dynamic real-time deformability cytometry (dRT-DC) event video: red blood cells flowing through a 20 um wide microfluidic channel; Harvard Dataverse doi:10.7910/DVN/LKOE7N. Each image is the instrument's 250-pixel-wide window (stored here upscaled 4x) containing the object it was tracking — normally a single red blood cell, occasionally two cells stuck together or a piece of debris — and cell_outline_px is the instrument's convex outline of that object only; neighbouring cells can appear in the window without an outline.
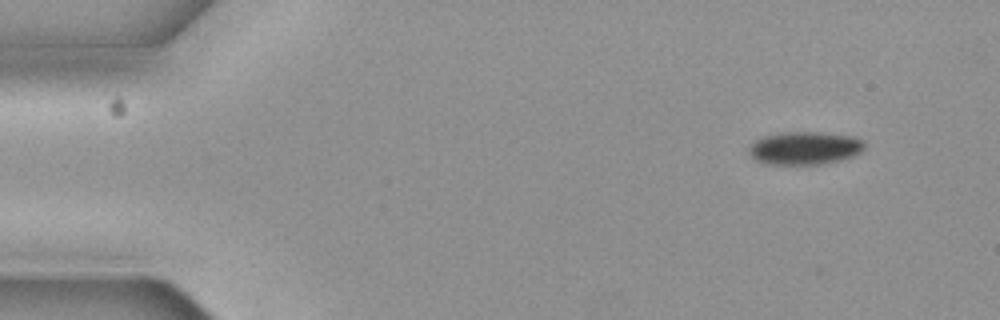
{"species": "common noctule bat (a hibernating species)", "species_latin": "Nyctalus noctula", "temperature_condition": "cold", "stored_images_in_passage": 6, "camera_frame_rate_fps": 3000, "um_per_image_px": 0.085, "animal": {"sex": "female", "body_mass_g": 19.3, "forearm_length_mm": 54.1}, "frame": {"image": 1, "passage_image": 1, "time_ms": 0.0, "image_size_px": [1000, 320], "cell_outline_px": [[864, 148], [860, 152], [852, 156], [820, 164], [764, 164], [756, 160], [748, 152], [748, 148], [756, 140], [764, 136], [784, 132], [820, 132], [856, 136], [864, 140]], "centroid_in_image_um": [68.4, 12.57], "position_along_channel_um": 16.6, "area_um2": 22.14}}
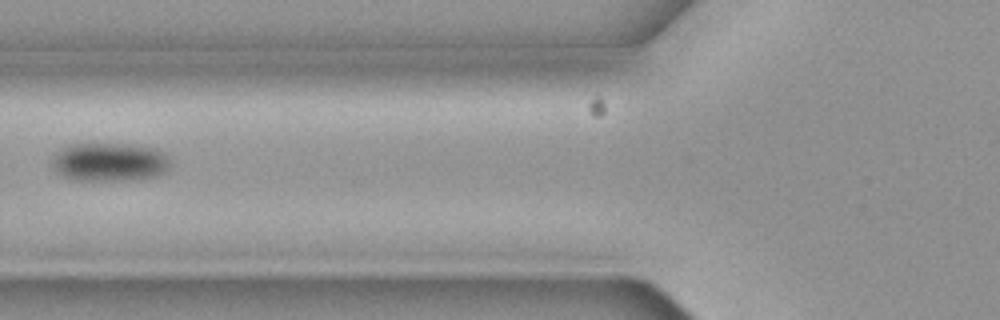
{"frame": {"image": 2, "passage_image": 5, "time_ms": 1.333, "image_size_px": [1000, 320], "cell_outline_px": [[168, 168], [164, 172], [156, 176], [128, 180], [72, 180], [56, 172], [52, 164], [52, 160], [56, 152], [68, 144], [136, 144], [156, 148], [164, 152], [168, 160]], "centroid_in_image_um": [9.29, 13.76], "position_along_channel_um": 116.5, "area_um2": 26.65}}
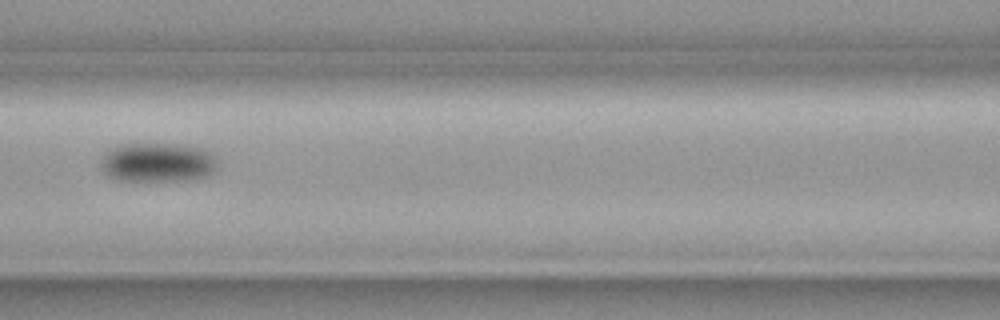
{"frame": {"image": 3, "passage_image": 6, "time_ms": 1.667, "image_size_px": [1000, 320], "cell_outline_px": [[220, 164], [212, 172], [204, 176], [180, 180], [120, 180], [108, 176], [104, 172], [104, 152], [108, 148], [120, 144], [184, 144], [200, 148], [212, 152], [216, 156]], "centroid_in_image_um": [13.45, 13.77], "position_along_channel_um": 153.2, "area_um2": 26.59}}